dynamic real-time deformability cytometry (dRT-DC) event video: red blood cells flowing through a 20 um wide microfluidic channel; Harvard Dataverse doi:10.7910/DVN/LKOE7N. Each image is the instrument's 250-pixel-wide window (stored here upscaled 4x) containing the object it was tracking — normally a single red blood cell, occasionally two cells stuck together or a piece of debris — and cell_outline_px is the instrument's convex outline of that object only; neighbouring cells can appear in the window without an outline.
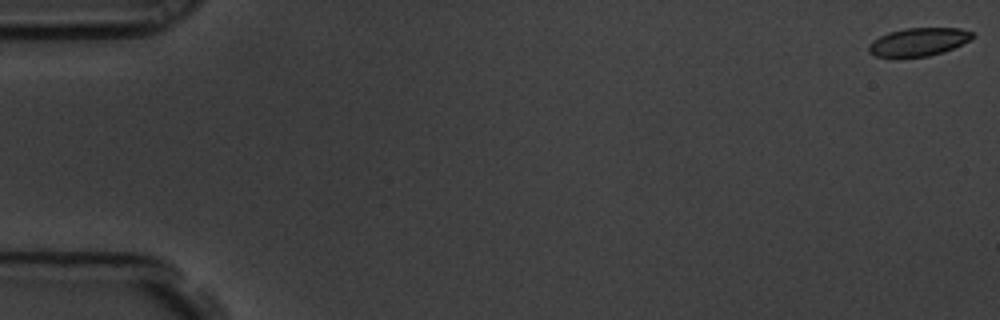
{"species": "common noctule bat (a hibernating species)", "species_latin": "Nyctalus noctula", "temperature_condition": "room temperature", "stored_images_in_passage": 18, "camera_frame_rate_fps": 3000, "um_per_image_px": 0.085, "animal": {"sex": "male", "body_mass_g": 19.5, "forearm_length_mm": 54.6}, "frame": {"image": 1, "passage_image": 1, "time_ms": 0.0, "image_size_px": [1000, 320], "cell_outline_px": [[976, 36], [944, 52], [928, 56], [876, 56], [868, 52], [868, 44], [872, 40], [888, 32], [904, 28], [960, 28], [972, 32]], "centroid_in_image_um": [78.05, 3.54], "position_along_channel_um": 6.9, "area_um2": 16.82}}
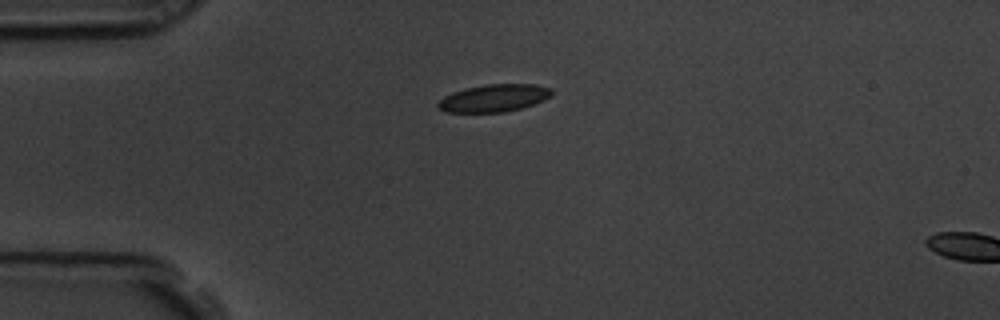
{"frame": {"image": 2, "passage_image": 15, "time_ms": 4.667, "image_size_px": [1000, 320], "cell_outline_px": [[552, 96], [544, 100], [520, 108], [504, 112], [444, 112], [436, 104], [444, 96], [452, 92], [464, 88], [484, 84], [536, 84], [552, 88]], "centroid_in_image_um": [41.99, 8.32], "position_along_channel_um": 43.0, "area_um2": 18.26}}